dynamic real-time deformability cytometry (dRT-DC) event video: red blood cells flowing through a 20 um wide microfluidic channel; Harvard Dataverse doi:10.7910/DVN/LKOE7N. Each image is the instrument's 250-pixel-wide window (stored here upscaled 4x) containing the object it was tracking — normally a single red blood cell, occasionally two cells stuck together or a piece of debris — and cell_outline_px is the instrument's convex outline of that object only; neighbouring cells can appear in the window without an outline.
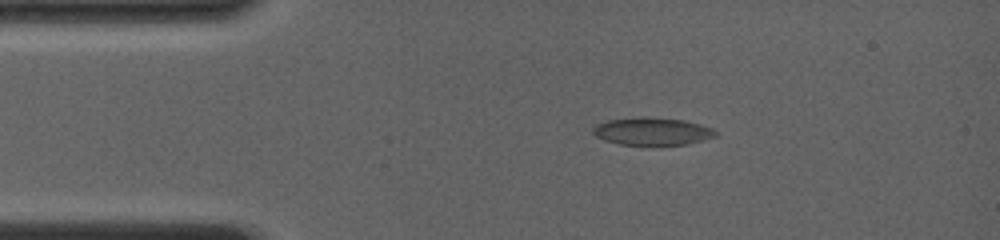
{"species": "common noctule bat (a hibernating species)", "species_latin": "Nyctalus noctula", "temperature_condition": "room temperature", "stored_images_in_passage": 6, "camera_frame_rate_fps": 4000, "um_per_image_px": 0.085, "animal": {"sex": "female", "body_mass_g": 19.0, "forearm_length_mm": 56.7}, "frame": {"image": 1, "passage_image": 3, "time_ms": 0.75, "image_size_px": [1000, 240], "cell_outline_px": [[716, 136], [688, 144], [620, 144], [604, 140], [596, 136], [592, 132], [592, 128], [596, 124], [608, 120], [640, 116], [684, 120], [700, 124], [712, 128], [716, 132]], "centroid_in_image_um": [55.41, 11.14], "position_along_channel_um": 29.6, "area_um2": 19.54}}